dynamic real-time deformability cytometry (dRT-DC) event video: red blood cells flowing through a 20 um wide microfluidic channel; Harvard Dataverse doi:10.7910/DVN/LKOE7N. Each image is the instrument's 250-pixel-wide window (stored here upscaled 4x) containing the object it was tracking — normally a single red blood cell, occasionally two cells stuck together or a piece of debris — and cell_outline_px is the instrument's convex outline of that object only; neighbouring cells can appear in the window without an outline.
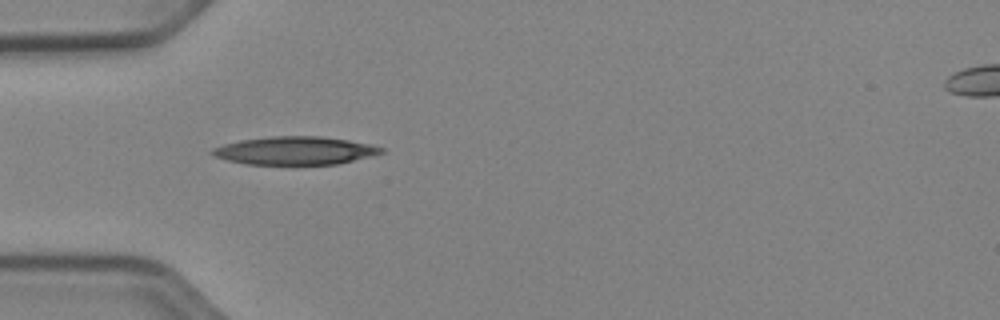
{"species": "Egyptian fruit bat (a non-hibernating species)", "species_latin": "Rousettus aegyptiacus", "temperature_condition": "cold", "stored_images_in_passage": 8, "camera_frame_rate_fps": 3000, "um_per_image_px": 0.085, "animal": {"sex": "female"}, "frame": {"image": 1, "passage_image": 2, "time_ms": 0.333, "image_size_px": [1000, 320], "cell_outline_px": [[384, 152], [336, 164], [244, 164], [212, 156], [212, 148], [224, 144], [240, 140], [272, 136], [320, 136], [348, 140], [368, 144], [384, 148]], "centroid_in_image_um": [25.02, 12.8], "position_along_channel_um": 60.0, "area_um2": 27.34}}